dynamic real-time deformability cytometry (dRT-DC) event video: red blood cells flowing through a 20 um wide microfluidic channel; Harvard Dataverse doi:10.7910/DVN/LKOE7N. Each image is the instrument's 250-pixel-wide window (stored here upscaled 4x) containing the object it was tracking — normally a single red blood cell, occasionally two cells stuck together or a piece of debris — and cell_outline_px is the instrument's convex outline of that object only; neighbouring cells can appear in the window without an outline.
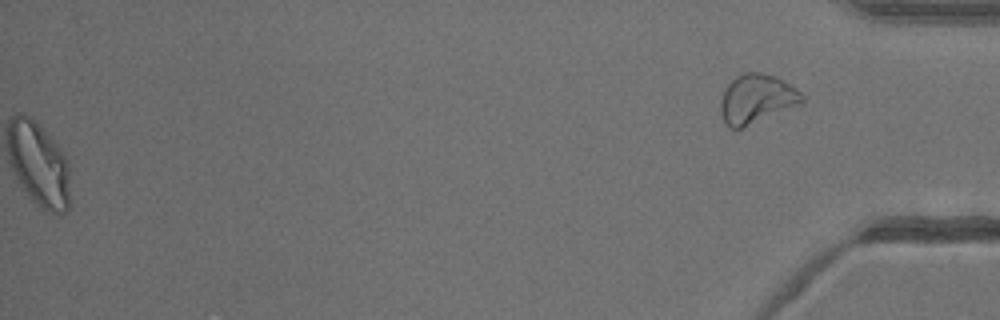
{"species": "common noctule bat (a hibernating species)", "species_latin": "Nyctalus noctula", "temperature_condition": "warm", "stored_images_in_passage": 52, "segment_of_instrument_passage": [2, 2], "camera_frame_rate_fps": 3000, "um_per_image_px": 0.085, "animal": {"sex": "female"}, "frame": {"image": 1, "passage_image": 52, "time_ms": 17.0, "image_size_px": [1000, 320], "cell_outline_px": [[804, 100], [800, 104], [740, 128], [728, 128], [724, 124], [720, 112], [720, 100], [724, 88], [736, 76], [744, 72], [760, 72], [776, 76], [796, 88], [804, 96]], "centroid_in_image_um": [64.27, 8.39], "position_along_channel_um": 370.9, "area_um2": 23.24}}